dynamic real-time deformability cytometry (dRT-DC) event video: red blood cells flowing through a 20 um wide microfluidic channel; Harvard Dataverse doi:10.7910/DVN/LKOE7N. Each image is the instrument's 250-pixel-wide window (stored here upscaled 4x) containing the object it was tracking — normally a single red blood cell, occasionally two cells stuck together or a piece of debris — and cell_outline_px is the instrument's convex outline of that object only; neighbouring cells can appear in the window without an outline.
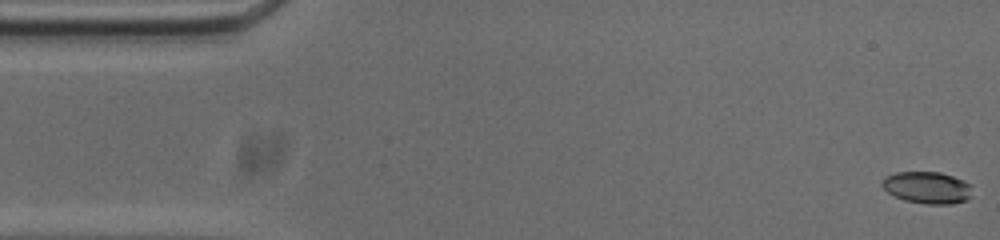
{"species": "common noctule bat (a hibernating species)", "species_latin": "Nyctalus noctula", "temperature_condition": "cold", "stored_images_in_passage": 54, "camera_frame_rate_fps": 3000, "um_per_image_px": 0.085, "animal": {"sex": "male", "body_mass_g": 20.0, "forearm_length_mm": 53.3}, "frame": {"image": 1, "passage_image": 1, "time_ms": 0.0, "image_size_px": [1000, 240], "cell_outline_px": [[968, 200], [952, 204], [924, 204], [904, 200], [888, 192], [880, 184], [888, 176], [896, 172], [940, 172], [952, 176], [968, 184]], "centroid_in_image_um": [78.77, 15.95], "position_along_channel_um": 6.2, "area_um2": 16.3}}
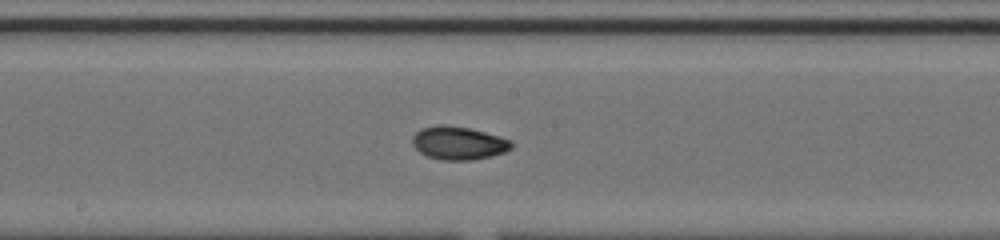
{"frame": {"image": 2, "passage_image": 27, "time_ms": 8.667, "image_size_px": [1000, 240], "cell_outline_px": [[512, 148], [504, 152], [492, 156], [472, 160], [440, 160], [428, 156], [420, 152], [412, 144], [412, 136], [420, 128], [436, 124], [444, 124], [468, 128], [500, 136], [508, 140], [512, 144]], "centroid_in_image_um": [38.93, 12.15], "position_along_channel_um": 209.3, "area_um2": 19.19}}
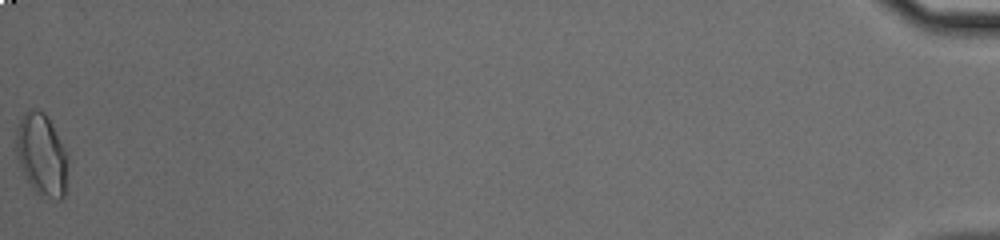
{"frame": {"image": 3, "passage_image": 54, "time_ms": 17.667, "image_size_px": [1000, 240], "cell_outline_px": [[68, 160], [64, 196], [60, 200], [56, 200], [40, 196], [28, 184], [24, 176], [16, 152], [16, 128], [24, 112], [28, 108], [40, 108], [44, 112], [68, 156]], "centroid_in_image_um": [3.52, 13.16], "position_along_channel_um": 431.7, "area_um2": 24.8}, "authors_computed_cell_mechanics": {"area_um2": 18.2648, "velocity_mm_per_s": 3.7276, "shape_relaxation_time_tau1_ms": 6.4732, "shape_relaxation_time_tau2_ms": 2.0368, "deformation_change_tau1": 0.1729, "deformation_change_tau2": 0.0526}}